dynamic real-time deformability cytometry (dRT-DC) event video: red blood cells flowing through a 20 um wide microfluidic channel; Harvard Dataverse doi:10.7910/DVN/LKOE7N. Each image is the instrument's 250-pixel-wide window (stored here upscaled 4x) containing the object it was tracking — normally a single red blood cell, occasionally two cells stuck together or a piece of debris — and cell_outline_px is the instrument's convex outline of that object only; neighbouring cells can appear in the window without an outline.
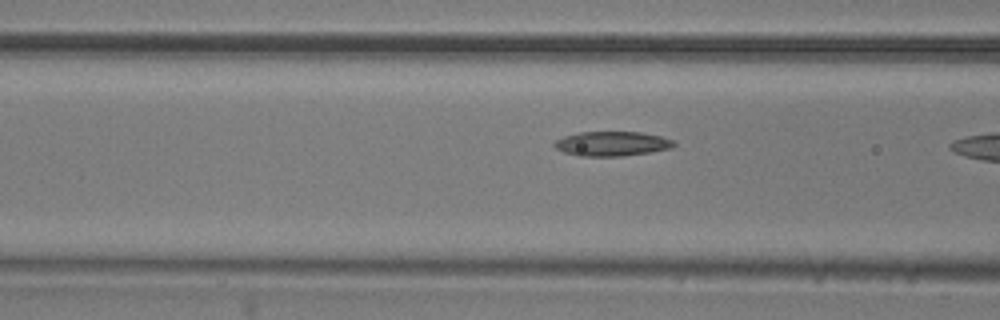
{"species": "common noctule bat (a hibernating species)", "species_latin": "Nyctalus noctula", "temperature_condition": "room temperature", "stored_images_in_passage": 12, "camera_frame_rate_fps": 3000, "um_per_image_px": 0.085, "animal": {"sex": "male", "body_mass_g": 20.5, "forearm_length_mm": 52.5}, "frame": {"image": 1, "passage_image": 10, "time_ms": 3.0, "image_size_px": [1000, 320], "cell_outline_px": [[676, 144], [672, 148], [624, 156], [576, 156], [564, 152], [556, 148], [552, 144], [556, 140], [564, 136], [580, 132], [640, 132], [660, 136], [672, 140]], "centroid_in_image_um": [51.99, 12.22], "position_along_channel_um": 114.6, "area_um2": 17.05}}